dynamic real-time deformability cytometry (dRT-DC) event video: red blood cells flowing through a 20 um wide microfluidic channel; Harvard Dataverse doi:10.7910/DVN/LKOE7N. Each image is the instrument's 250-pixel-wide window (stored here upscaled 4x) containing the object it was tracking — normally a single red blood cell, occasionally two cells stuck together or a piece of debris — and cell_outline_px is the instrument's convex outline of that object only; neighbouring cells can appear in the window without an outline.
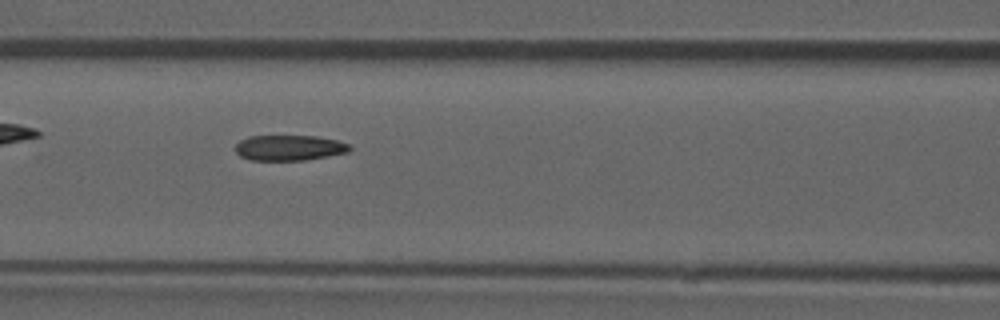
{"species": "common noctule bat (a hibernating species)", "species_latin": "Nyctalus noctula", "temperature_condition": "room temperature", "stored_images_in_passage": 36, "camera_frame_rate_fps": 3000, "um_per_image_px": 0.085, "animal": {"sex": "male", "forearm_length_mm": 52.5}, "frame": {"image": 1, "passage_image": 6, "time_ms": 1.667, "image_size_px": [1000, 320], "cell_outline_px": [[352, 148], [348, 152], [304, 160], [252, 160], [240, 156], [236, 152], [236, 144], [240, 140], [248, 136], [316, 136], [336, 140], [348, 144]], "centroid_in_image_um": [24.57, 12.56], "position_along_channel_um": 142.0, "area_um2": 16.82}}
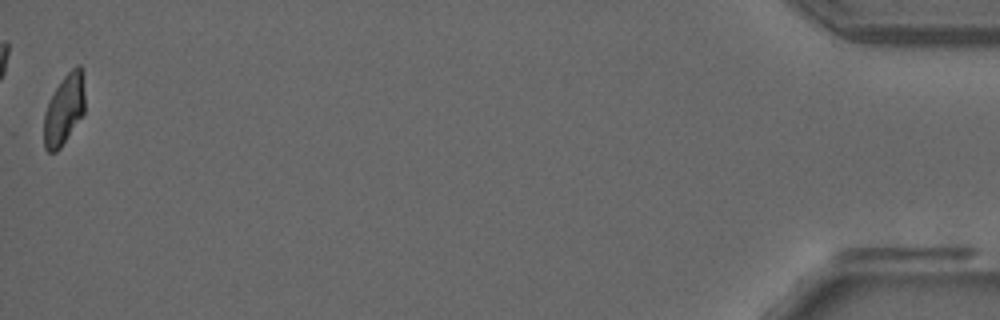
{"frame": {"image": 2, "passage_image": 36, "time_ms": 11.667, "image_size_px": [1000, 320], "cell_outline_px": [[84, 112], [60, 148], [56, 152], [48, 152], [44, 148], [44, 112], [56, 88], [64, 76], [76, 64], [80, 64], [84, 72]], "centroid_in_image_um": [5.46, 9.28], "position_along_channel_um": 429.7, "area_um2": 16.7}}